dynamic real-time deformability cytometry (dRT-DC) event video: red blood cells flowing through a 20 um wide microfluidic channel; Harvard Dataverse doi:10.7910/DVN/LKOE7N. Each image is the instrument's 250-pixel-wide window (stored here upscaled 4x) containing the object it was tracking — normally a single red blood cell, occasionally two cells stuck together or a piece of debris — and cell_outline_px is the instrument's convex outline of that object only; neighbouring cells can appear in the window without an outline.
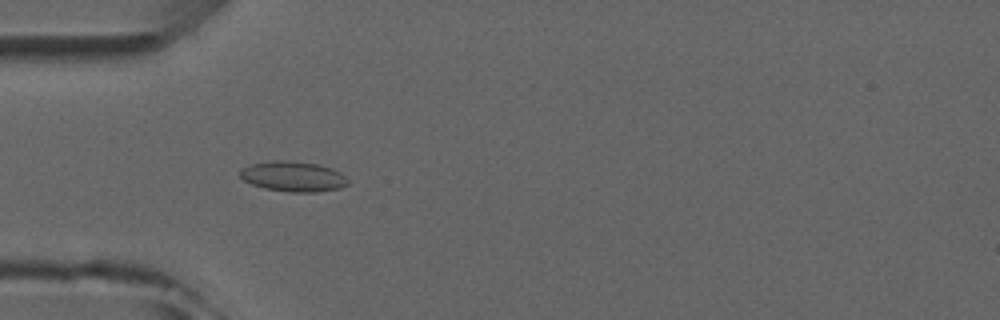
{"species": "common noctule bat (a hibernating species)", "species_latin": "Nyctalus noctula", "temperature_condition": "room temperature", "stored_images_in_passage": 4, "camera_frame_rate_fps": 3000, "um_per_image_px": 0.085, "animal": {"sex": "male", "forearm_length_mm": 52.5}, "frame": {"image": 1, "passage_image": 1, "time_ms": 0.0, "image_size_px": [1000, 320], "cell_outline_px": [[348, 184], [340, 188], [316, 192], [292, 192], [264, 188], [252, 184], [244, 180], [240, 176], [240, 168], [252, 164], [276, 160], [292, 160], [316, 164], [332, 168], [340, 172], [348, 180]], "centroid_in_image_um": [24.92, 14.99], "position_along_channel_um": 60.1, "area_um2": 18.96}}
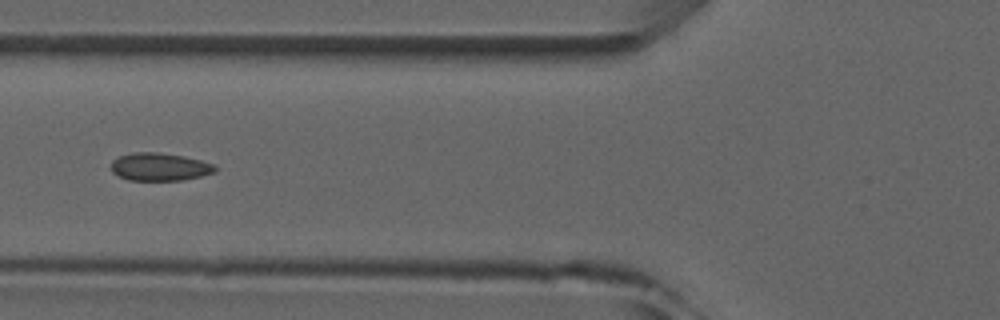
{"frame": {"image": 2, "passage_image": 2, "time_ms": 1.333, "image_size_px": [1000, 320], "cell_outline_px": [[216, 172], [200, 176], [180, 180], [128, 180], [112, 172], [112, 160], [120, 156], [136, 152], [160, 152], [184, 156], [200, 160], [212, 164], [216, 168]], "centroid_in_image_um": [13.57, 14.17], "position_along_channel_um": 112.2, "area_um2": 16.7}}
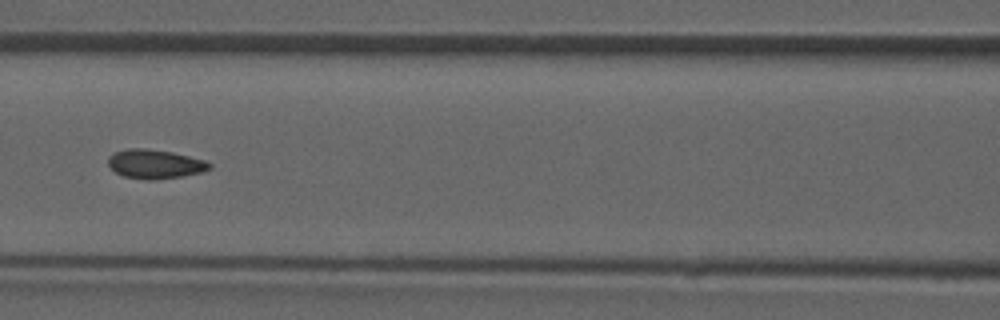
{"frame": {"image": 3, "passage_image": 3, "time_ms": 2.333, "image_size_px": [1000, 320], "cell_outline_px": [[212, 168], [200, 172], [184, 176], [152, 180], [148, 180], [124, 176], [116, 172], [108, 164], [108, 156], [112, 152], [128, 148], [144, 148], [172, 152], [204, 160], [212, 164]], "centroid_in_image_um": [13.15, 13.93], "position_along_channel_um": 153.4, "area_um2": 17.17}}